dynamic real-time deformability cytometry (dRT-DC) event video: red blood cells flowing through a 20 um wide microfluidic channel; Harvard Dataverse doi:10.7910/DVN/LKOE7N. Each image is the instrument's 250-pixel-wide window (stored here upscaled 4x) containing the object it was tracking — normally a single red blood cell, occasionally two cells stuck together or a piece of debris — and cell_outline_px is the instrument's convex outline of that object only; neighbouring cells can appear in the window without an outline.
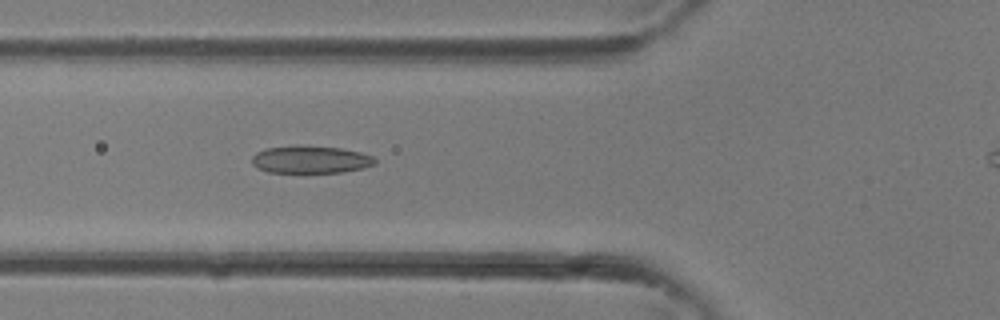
{"species": "common noctule bat (a hibernating species)", "species_latin": "Nyctalus noctula", "temperature_condition": "room temperature", "stored_images_in_passage": 24, "camera_frame_rate_fps": 3000, "um_per_image_px": 0.085, "animal": {"sex": "female"}, "frame": {"image": 1, "passage_image": 4, "time_ms": 1.0, "image_size_px": [1000, 320], "cell_outline_px": [[376, 164], [364, 168], [344, 172], [268, 172], [256, 168], [252, 164], [252, 156], [256, 152], [268, 148], [296, 144], [300, 144], [340, 148], [360, 152], [372, 156], [376, 160]], "centroid_in_image_um": [26.38, 13.55], "position_along_channel_um": 99.4, "area_um2": 20.0}}
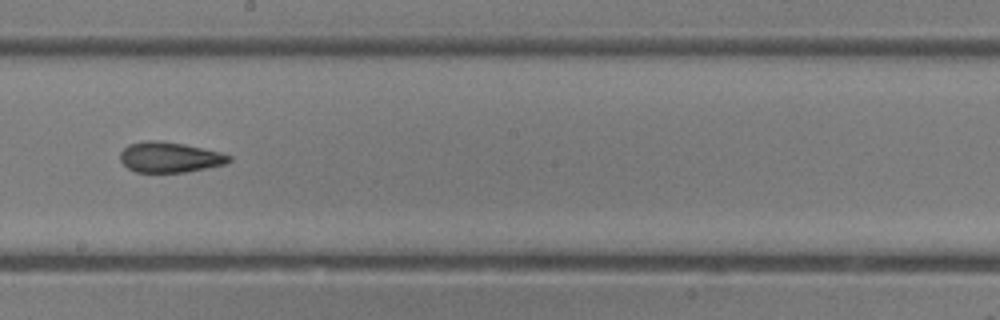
{"frame": {"image": 2, "passage_image": 11, "time_ms": 3.333, "image_size_px": [1000, 320], "cell_outline_px": [[232, 160], [224, 164], [184, 172], [136, 172], [128, 168], [120, 160], [120, 152], [128, 144], [144, 140], [160, 140], [184, 144], [220, 152], [232, 156]], "centroid_in_image_um": [14.4, 13.35], "position_along_channel_um": 233.8, "area_um2": 19.25}}
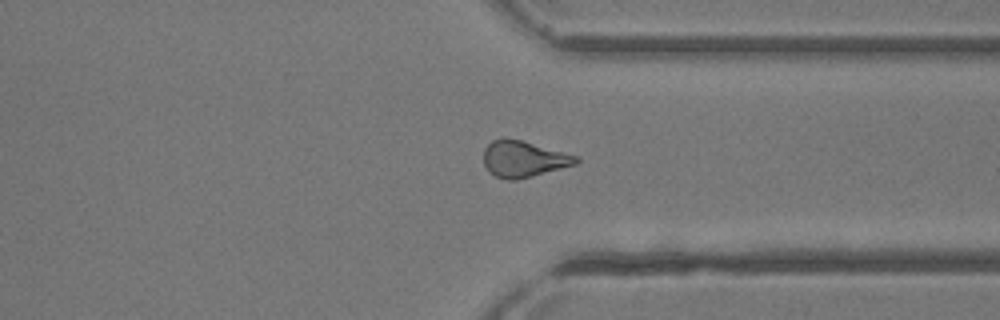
{"frame": {"image": 3, "passage_image": 18, "time_ms": 5.667, "image_size_px": [1000, 320], "cell_outline_px": [[580, 160], [576, 164], [532, 176], [516, 180], [504, 180], [488, 172], [484, 164], [484, 148], [492, 140], [520, 140], [580, 156]], "centroid_in_image_um": [44.52, 13.54], "position_along_channel_um": 366.9, "area_um2": 19.31}}